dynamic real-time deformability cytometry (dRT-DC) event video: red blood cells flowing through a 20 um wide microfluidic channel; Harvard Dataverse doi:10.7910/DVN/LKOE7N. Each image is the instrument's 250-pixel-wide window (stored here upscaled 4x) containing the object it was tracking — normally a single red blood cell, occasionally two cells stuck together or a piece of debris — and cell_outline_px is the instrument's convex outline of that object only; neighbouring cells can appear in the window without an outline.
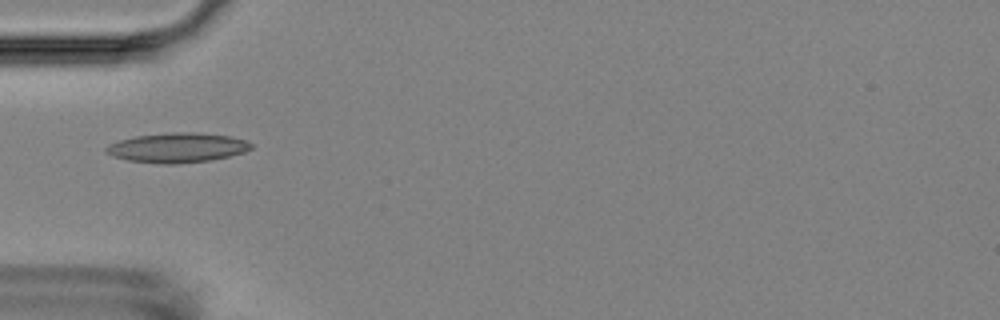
{"species": "Egyptian fruit bat (a non-hibernating species)", "species_latin": "Rousettus aegyptiacus", "temperature_condition": "room temperature", "stored_images_in_passage": 14, "camera_frame_rate_fps": 3000, "um_per_image_px": 0.085, "animal": {"sex": "female"}, "frame": {"image": 1, "passage_image": 4, "time_ms": 5.0, "image_size_px": [1000, 320], "cell_outline_px": [[252, 148], [244, 152], [228, 156], [208, 160], [176, 164], [164, 164], [128, 160], [112, 156], [104, 152], [104, 148], [108, 144], [120, 140], [136, 136], [172, 132], [196, 132], [232, 136], [248, 140], [252, 144]], "centroid_in_image_um": [15.07, 12.54], "position_along_channel_um": 69.9, "area_um2": 25.14}}
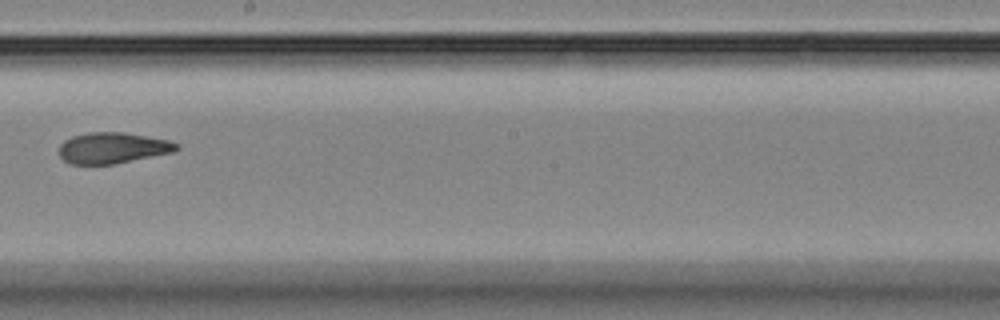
{"frame": {"image": 2, "passage_image": 8, "time_ms": 9.667, "image_size_px": [1000, 320], "cell_outline_px": [[180, 148], [172, 152], [116, 164], [72, 164], [64, 160], [60, 156], [60, 144], [64, 140], [72, 136], [88, 132], [124, 132], [168, 140], [180, 144]], "centroid_in_image_um": [9.58, 12.57], "position_along_channel_um": 238.6, "area_um2": 21.21}}
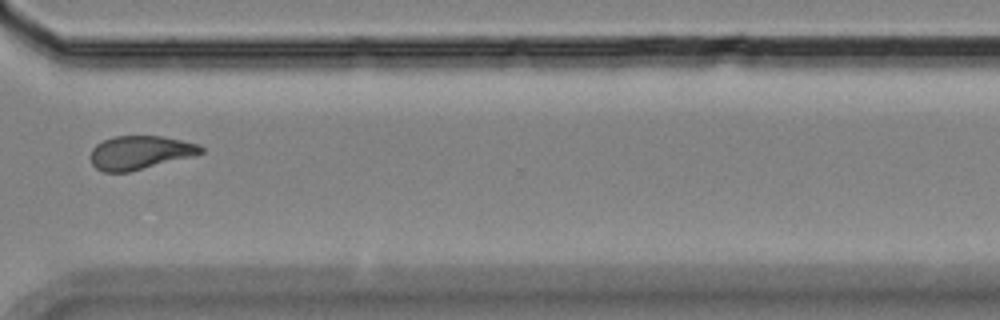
{"frame": {"image": 3, "passage_image": 11, "time_ms": 13.0, "image_size_px": [1000, 320], "cell_outline_px": [[204, 152], [192, 156], [128, 172], [104, 172], [96, 168], [92, 164], [88, 156], [92, 148], [96, 144], [112, 136], [160, 136], [200, 144], [204, 148]], "centroid_in_image_um": [11.86, 12.96], "position_along_channel_um": 358.7, "area_um2": 21.62}, "authors_computed_cell_mechanics": {"area_um2": 21.7617, "velocity_mm_per_s": 3.6133, "shape_relaxation_time_tau1_ms": 7.3864, "shape_relaxation_time_tau2_ms": 2.5372, "deformation_change_tau1": 0.1593, "deformation_change_tau2": 0.0829}}